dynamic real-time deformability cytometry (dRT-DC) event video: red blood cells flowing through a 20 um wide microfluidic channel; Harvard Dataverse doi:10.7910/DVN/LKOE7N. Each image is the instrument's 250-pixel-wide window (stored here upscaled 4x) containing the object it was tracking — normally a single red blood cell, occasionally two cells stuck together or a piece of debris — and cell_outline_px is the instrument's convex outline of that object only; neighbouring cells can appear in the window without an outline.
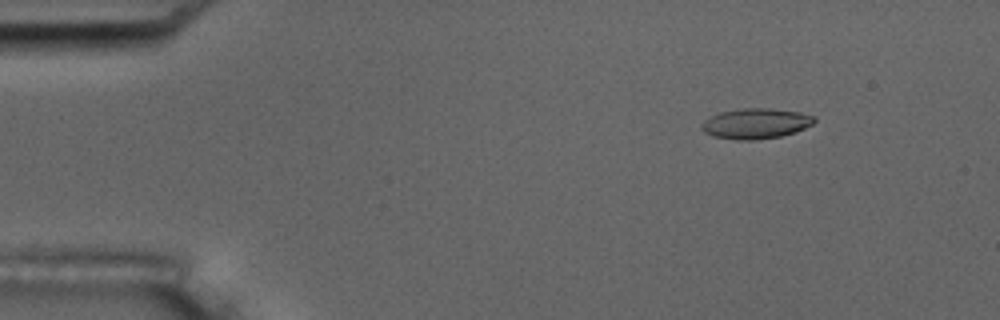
{"species": "common noctule bat (a hibernating species)", "species_latin": "Nyctalus noctula", "temperature_condition": "room temperature", "stored_images_in_passage": 5, "camera_frame_rate_fps": 3000, "um_per_image_px": 0.085, "animal": {"sex": "male", "body_mass_g": 17.5, "forearm_length_mm": 52.3}, "frame": {"image": 1, "passage_image": 3, "time_ms": 2.333, "image_size_px": [1000, 320], "cell_outline_px": [[816, 120], [812, 124], [796, 132], [780, 136], [756, 140], [736, 140], [712, 136], [704, 132], [700, 128], [700, 124], [704, 120], [720, 112], [744, 108], [768, 108], [800, 112], [816, 116]], "centroid_in_image_um": [64.23, 10.5], "position_along_channel_um": 20.8, "area_um2": 20.06}}
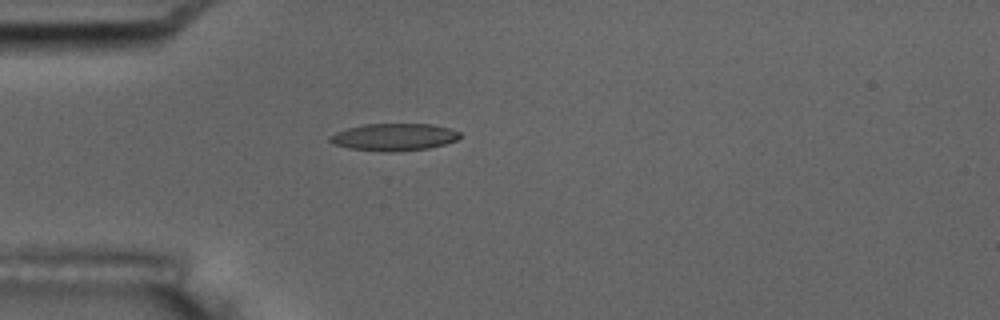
{"frame": {"image": 2, "passage_image": 5, "time_ms": 5.333, "image_size_px": [1000, 320], "cell_outline_px": [[460, 136], [456, 140], [444, 144], [428, 148], [392, 152], [384, 152], [348, 148], [332, 144], [328, 140], [328, 136], [336, 132], [348, 128], [364, 124], [432, 124], [448, 128], [460, 132]], "centroid_in_image_um": [33.44, 11.65], "position_along_channel_um": 51.6, "area_um2": 20.63}}